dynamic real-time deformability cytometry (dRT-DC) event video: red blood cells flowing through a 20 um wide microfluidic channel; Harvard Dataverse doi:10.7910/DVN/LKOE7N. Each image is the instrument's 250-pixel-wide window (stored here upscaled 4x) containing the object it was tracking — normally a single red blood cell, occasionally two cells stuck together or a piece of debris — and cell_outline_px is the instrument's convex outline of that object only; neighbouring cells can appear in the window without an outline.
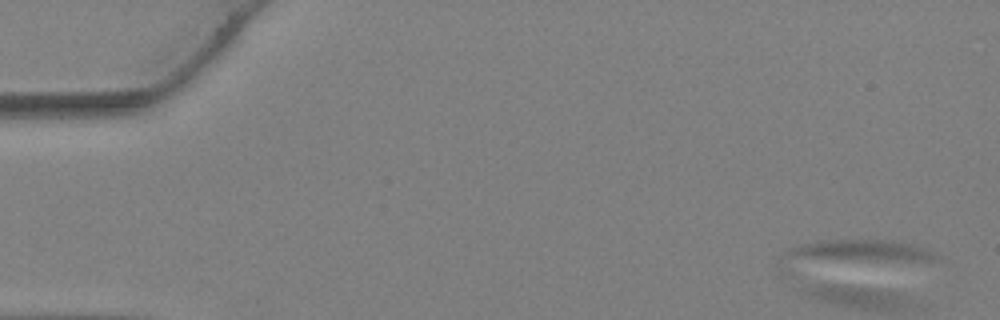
{"species": "Egyptian fruit bat (a non-hibernating species)", "species_latin": "Rousettus aegyptiacus", "temperature_condition": "warm", "stored_images_in_passage": 13, "segment_of_instrument_passage": [1, 2], "camera_frame_rate_fps": 3000, "um_per_image_px": 0.085, "animal": {"sex": "female"}, "frame": {"image": 1, "passage_image": 1, "time_ms": 0.0, "image_size_px": [1000, 320], "cell_outline_px": [[940, 260], [888, 260], [788, 256], [788, 252], [792, 248], [816, 240], [892, 240], [912, 244], [928, 248], [940, 256]], "centroid_in_image_um": [73.45, 21.28], "position_along_channel_um": 11.5, "area_um2": 17.51}}